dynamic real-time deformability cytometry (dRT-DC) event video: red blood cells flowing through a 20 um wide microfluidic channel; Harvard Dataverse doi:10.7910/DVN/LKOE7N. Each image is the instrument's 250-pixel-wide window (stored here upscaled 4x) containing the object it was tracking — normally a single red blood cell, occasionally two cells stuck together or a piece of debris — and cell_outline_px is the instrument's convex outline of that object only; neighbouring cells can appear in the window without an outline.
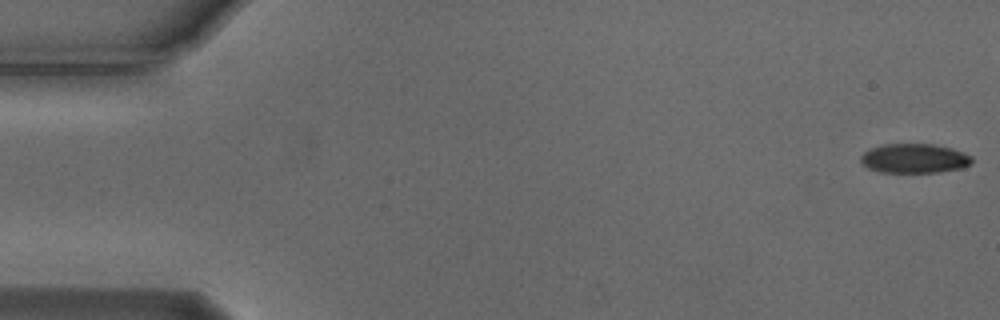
{"species": "Egyptian fruit bat (a non-hibernating species)", "species_latin": "Rousettus aegyptiacus", "temperature_condition": "cold", "stored_images_in_passage": 55, "camera_frame_rate_fps": 3000, "um_per_image_px": 0.085, "animal": {"sex": "male"}, "frame": {"image": 1, "passage_image": 1, "time_ms": 0.0, "image_size_px": [1000, 320], "cell_outline_px": [[972, 164], [960, 168], [936, 172], [880, 172], [868, 168], [860, 160], [860, 156], [868, 148], [880, 144], [936, 144], [952, 148], [964, 152], [972, 156]], "centroid_in_image_um": [77.71, 13.45], "position_along_channel_um": 7.3, "area_um2": 19.19}}
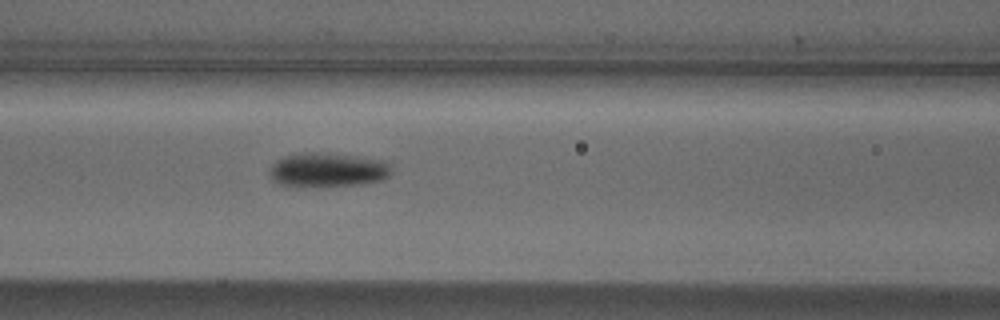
{"frame": {"image": 2, "passage_image": 23, "time_ms": 7.333, "image_size_px": [1000, 320], "cell_outline_px": [[392, 172], [388, 176], [380, 180], [364, 184], [280, 184], [272, 180], [272, 164], [276, 160], [284, 156], [304, 152], [316, 152], [356, 156], [388, 160], [392, 168]], "centroid_in_image_um": [27.95, 14.38], "position_along_channel_um": 138.7, "area_um2": 23.52}}
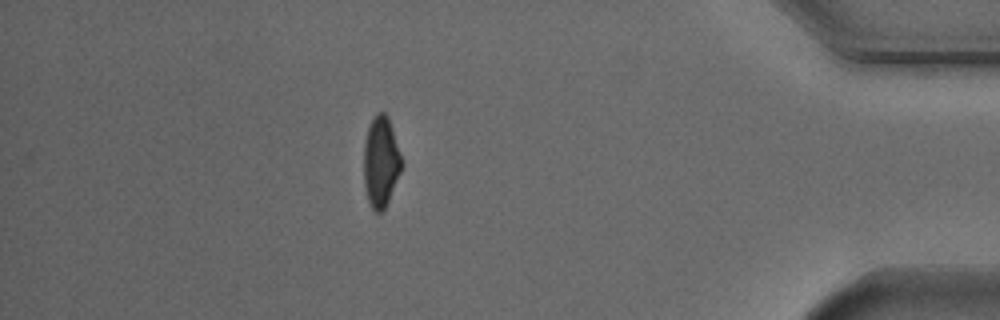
{"frame": {"image": 3, "passage_image": 48, "time_ms": 15.667, "image_size_px": [1000, 320], "cell_outline_px": [[404, 164], [384, 212], [376, 212], [372, 208], [368, 200], [364, 184], [364, 140], [368, 128], [376, 112], [384, 112], [388, 116], [404, 160]], "centroid_in_image_um": [32.4, 13.75], "position_along_channel_um": 402.8, "area_um2": 20.4}, "authors_computed_cell_mechanics": {"area_um2": 21.386, "velocity_mm_per_s": 3.7321, "shape_relaxation_time_tau1_ms": 3.3847, "shape_relaxation_time_tau2_ms": null, "deformation_change_tau1": 0.136, "deformation_change_tau2": null}}